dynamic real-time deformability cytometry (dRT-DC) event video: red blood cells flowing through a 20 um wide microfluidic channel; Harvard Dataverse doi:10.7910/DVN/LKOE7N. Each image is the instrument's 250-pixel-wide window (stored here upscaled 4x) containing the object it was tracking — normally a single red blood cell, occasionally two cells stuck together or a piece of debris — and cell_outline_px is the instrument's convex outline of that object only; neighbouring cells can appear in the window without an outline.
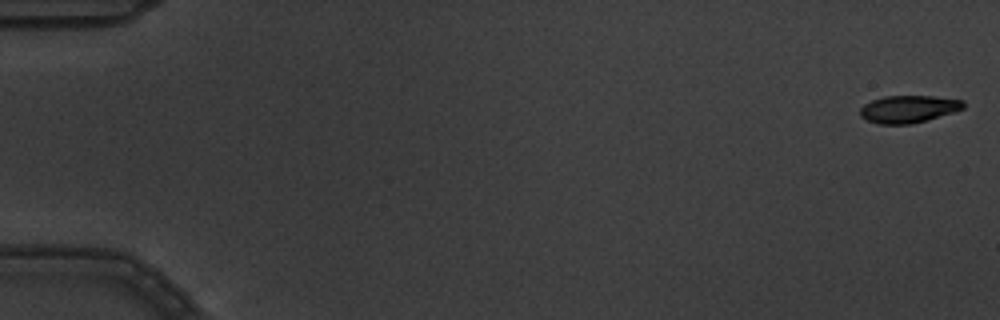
{"species": "common noctule bat (a hibernating species)", "species_latin": "Nyctalus noctula", "temperature_condition": "warm", "stored_images_in_passage": 6, "camera_frame_rate_fps": 3000, "um_per_image_px": 0.085, "animal": {"sex": "male", "body_mass_g": 19.5, "forearm_length_mm": 54.6}, "frame": {"image": 1, "passage_image": 1, "time_ms": 0.0, "image_size_px": [1000, 320], "cell_outline_px": [[964, 108], [952, 112], [912, 124], [880, 124], [868, 120], [860, 116], [860, 108], [864, 104], [872, 100], [884, 96], [932, 96], [964, 100]], "centroid_in_image_um": [77.2, 9.26], "position_along_channel_um": 7.8, "area_um2": 16.3}}
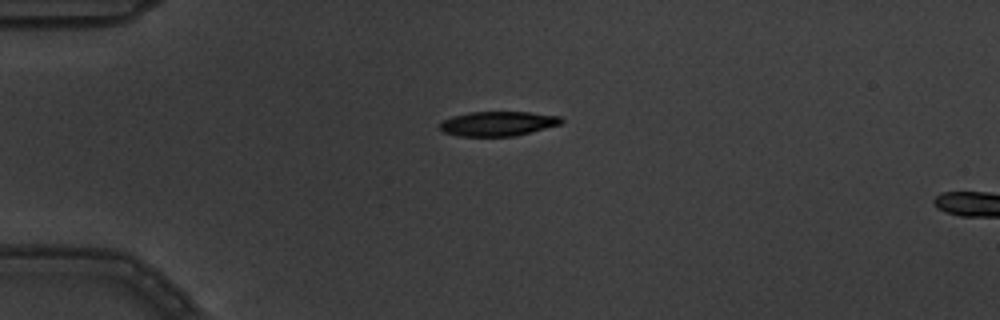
{"frame": {"image": 2, "passage_image": 5, "time_ms": 1.333, "image_size_px": [1000, 320], "cell_outline_px": [[564, 120], [560, 124], [516, 136], [460, 136], [444, 132], [440, 128], [440, 124], [444, 120], [452, 116], [468, 112], [532, 112], [560, 116]], "centroid_in_image_um": [42.34, 10.5], "position_along_channel_um": 42.7, "area_um2": 17.34}}